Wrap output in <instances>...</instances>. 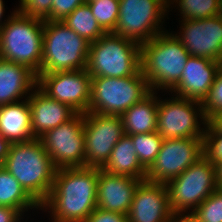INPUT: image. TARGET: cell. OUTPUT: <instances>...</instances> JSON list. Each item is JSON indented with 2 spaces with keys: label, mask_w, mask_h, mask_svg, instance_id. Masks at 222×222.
<instances>
[{
  "label": "cell",
  "mask_w": 222,
  "mask_h": 222,
  "mask_svg": "<svg viewBox=\"0 0 222 222\" xmlns=\"http://www.w3.org/2000/svg\"><path fill=\"white\" fill-rule=\"evenodd\" d=\"M97 182L98 168L57 169L40 210L50 213L52 222H84L97 207Z\"/></svg>",
  "instance_id": "obj_1"
},
{
  "label": "cell",
  "mask_w": 222,
  "mask_h": 222,
  "mask_svg": "<svg viewBox=\"0 0 222 222\" xmlns=\"http://www.w3.org/2000/svg\"><path fill=\"white\" fill-rule=\"evenodd\" d=\"M2 166L39 205L47 199L57 168L40 139L10 143Z\"/></svg>",
  "instance_id": "obj_2"
},
{
  "label": "cell",
  "mask_w": 222,
  "mask_h": 222,
  "mask_svg": "<svg viewBox=\"0 0 222 222\" xmlns=\"http://www.w3.org/2000/svg\"><path fill=\"white\" fill-rule=\"evenodd\" d=\"M189 57L172 31L165 30L141 44V70L150 90L168 92L180 80Z\"/></svg>",
  "instance_id": "obj_3"
},
{
  "label": "cell",
  "mask_w": 222,
  "mask_h": 222,
  "mask_svg": "<svg viewBox=\"0 0 222 222\" xmlns=\"http://www.w3.org/2000/svg\"><path fill=\"white\" fill-rule=\"evenodd\" d=\"M44 20L12 11L0 29V58L21 64L37 76L41 70Z\"/></svg>",
  "instance_id": "obj_4"
},
{
  "label": "cell",
  "mask_w": 222,
  "mask_h": 222,
  "mask_svg": "<svg viewBox=\"0 0 222 222\" xmlns=\"http://www.w3.org/2000/svg\"><path fill=\"white\" fill-rule=\"evenodd\" d=\"M89 46L90 42L62 21H44L39 74L87 69Z\"/></svg>",
  "instance_id": "obj_5"
},
{
  "label": "cell",
  "mask_w": 222,
  "mask_h": 222,
  "mask_svg": "<svg viewBox=\"0 0 222 222\" xmlns=\"http://www.w3.org/2000/svg\"><path fill=\"white\" fill-rule=\"evenodd\" d=\"M141 70V45L113 32L90 43L87 72L91 77L124 78Z\"/></svg>",
  "instance_id": "obj_6"
},
{
  "label": "cell",
  "mask_w": 222,
  "mask_h": 222,
  "mask_svg": "<svg viewBox=\"0 0 222 222\" xmlns=\"http://www.w3.org/2000/svg\"><path fill=\"white\" fill-rule=\"evenodd\" d=\"M165 186L172 213L190 214L219 187L217 165L203 156Z\"/></svg>",
  "instance_id": "obj_7"
},
{
  "label": "cell",
  "mask_w": 222,
  "mask_h": 222,
  "mask_svg": "<svg viewBox=\"0 0 222 222\" xmlns=\"http://www.w3.org/2000/svg\"><path fill=\"white\" fill-rule=\"evenodd\" d=\"M151 92L142 70L124 78L91 77L88 112L122 115Z\"/></svg>",
  "instance_id": "obj_8"
},
{
  "label": "cell",
  "mask_w": 222,
  "mask_h": 222,
  "mask_svg": "<svg viewBox=\"0 0 222 222\" xmlns=\"http://www.w3.org/2000/svg\"><path fill=\"white\" fill-rule=\"evenodd\" d=\"M119 3V16L113 33L141 45L164 32V18L170 12L165 0H119Z\"/></svg>",
  "instance_id": "obj_9"
},
{
  "label": "cell",
  "mask_w": 222,
  "mask_h": 222,
  "mask_svg": "<svg viewBox=\"0 0 222 222\" xmlns=\"http://www.w3.org/2000/svg\"><path fill=\"white\" fill-rule=\"evenodd\" d=\"M170 98L162 100L158 96L157 132L159 135L163 139H203L208 120L204 114L202 102L174 97V95Z\"/></svg>",
  "instance_id": "obj_10"
},
{
  "label": "cell",
  "mask_w": 222,
  "mask_h": 222,
  "mask_svg": "<svg viewBox=\"0 0 222 222\" xmlns=\"http://www.w3.org/2000/svg\"><path fill=\"white\" fill-rule=\"evenodd\" d=\"M39 139L57 169L85 167L84 113H76Z\"/></svg>",
  "instance_id": "obj_11"
},
{
  "label": "cell",
  "mask_w": 222,
  "mask_h": 222,
  "mask_svg": "<svg viewBox=\"0 0 222 222\" xmlns=\"http://www.w3.org/2000/svg\"><path fill=\"white\" fill-rule=\"evenodd\" d=\"M124 134L121 115L84 113L85 167L103 168Z\"/></svg>",
  "instance_id": "obj_12"
},
{
  "label": "cell",
  "mask_w": 222,
  "mask_h": 222,
  "mask_svg": "<svg viewBox=\"0 0 222 222\" xmlns=\"http://www.w3.org/2000/svg\"><path fill=\"white\" fill-rule=\"evenodd\" d=\"M203 156L202 138L164 139L154 163L146 172L145 180L166 183Z\"/></svg>",
  "instance_id": "obj_13"
},
{
  "label": "cell",
  "mask_w": 222,
  "mask_h": 222,
  "mask_svg": "<svg viewBox=\"0 0 222 222\" xmlns=\"http://www.w3.org/2000/svg\"><path fill=\"white\" fill-rule=\"evenodd\" d=\"M37 86L50 98L87 113L91 99V76L87 69L39 74Z\"/></svg>",
  "instance_id": "obj_14"
},
{
  "label": "cell",
  "mask_w": 222,
  "mask_h": 222,
  "mask_svg": "<svg viewBox=\"0 0 222 222\" xmlns=\"http://www.w3.org/2000/svg\"><path fill=\"white\" fill-rule=\"evenodd\" d=\"M180 32L174 36L190 56L222 63V14L197 20H179Z\"/></svg>",
  "instance_id": "obj_15"
},
{
  "label": "cell",
  "mask_w": 222,
  "mask_h": 222,
  "mask_svg": "<svg viewBox=\"0 0 222 222\" xmlns=\"http://www.w3.org/2000/svg\"><path fill=\"white\" fill-rule=\"evenodd\" d=\"M128 222H176L165 183L142 181L135 190Z\"/></svg>",
  "instance_id": "obj_16"
},
{
  "label": "cell",
  "mask_w": 222,
  "mask_h": 222,
  "mask_svg": "<svg viewBox=\"0 0 222 222\" xmlns=\"http://www.w3.org/2000/svg\"><path fill=\"white\" fill-rule=\"evenodd\" d=\"M221 62L190 56L180 80L169 90L171 95L203 102L213 85Z\"/></svg>",
  "instance_id": "obj_17"
},
{
  "label": "cell",
  "mask_w": 222,
  "mask_h": 222,
  "mask_svg": "<svg viewBox=\"0 0 222 222\" xmlns=\"http://www.w3.org/2000/svg\"><path fill=\"white\" fill-rule=\"evenodd\" d=\"M142 181L98 168L97 207L128 215L135 190Z\"/></svg>",
  "instance_id": "obj_18"
},
{
  "label": "cell",
  "mask_w": 222,
  "mask_h": 222,
  "mask_svg": "<svg viewBox=\"0 0 222 222\" xmlns=\"http://www.w3.org/2000/svg\"><path fill=\"white\" fill-rule=\"evenodd\" d=\"M28 103L31 109V131L36 139L77 113L69 105L50 98L38 86L31 92Z\"/></svg>",
  "instance_id": "obj_19"
},
{
  "label": "cell",
  "mask_w": 222,
  "mask_h": 222,
  "mask_svg": "<svg viewBox=\"0 0 222 222\" xmlns=\"http://www.w3.org/2000/svg\"><path fill=\"white\" fill-rule=\"evenodd\" d=\"M37 84L38 77L32 70L0 58V106L29 98Z\"/></svg>",
  "instance_id": "obj_20"
},
{
  "label": "cell",
  "mask_w": 222,
  "mask_h": 222,
  "mask_svg": "<svg viewBox=\"0 0 222 222\" xmlns=\"http://www.w3.org/2000/svg\"><path fill=\"white\" fill-rule=\"evenodd\" d=\"M0 135L10 144L34 139L28 98L0 106Z\"/></svg>",
  "instance_id": "obj_21"
},
{
  "label": "cell",
  "mask_w": 222,
  "mask_h": 222,
  "mask_svg": "<svg viewBox=\"0 0 222 222\" xmlns=\"http://www.w3.org/2000/svg\"><path fill=\"white\" fill-rule=\"evenodd\" d=\"M157 93L158 91H151L121 115L125 134L134 135L157 131Z\"/></svg>",
  "instance_id": "obj_22"
},
{
  "label": "cell",
  "mask_w": 222,
  "mask_h": 222,
  "mask_svg": "<svg viewBox=\"0 0 222 222\" xmlns=\"http://www.w3.org/2000/svg\"><path fill=\"white\" fill-rule=\"evenodd\" d=\"M102 169L109 173L125 175L140 180H145L147 172L141 165L133 142L127 134H124L115 144L108 162Z\"/></svg>",
  "instance_id": "obj_23"
},
{
  "label": "cell",
  "mask_w": 222,
  "mask_h": 222,
  "mask_svg": "<svg viewBox=\"0 0 222 222\" xmlns=\"http://www.w3.org/2000/svg\"><path fill=\"white\" fill-rule=\"evenodd\" d=\"M0 206L18 209L23 215L29 209L39 208L40 210V205L2 165L0 166Z\"/></svg>",
  "instance_id": "obj_24"
},
{
  "label": "cell",
  "mask_w": 222,
  "mask_h": 222,
  "mask_svg": "<svg viewBox=\"0 0 222 222\" xmlns=\"http://www.w3.org/2000/svg\"><path fill=\"white\" fill-rule=\"evenodd\" d=\"M62 22L90 43L95 42L105 34L87 3L77 7Z\"/></svg>",
  "instance_id": "obj_25"
},
{
  "label": "cell",
  "mask_w": 222,
  "mask_h": 222,
  "mask_svg": "<svg viewBox=\"0 0 222 222\" xmlns=\"http://www.w3.org/2000/svg\"><path fill=\"white\" fill-rule=\"evenodd\" d=\"M171 4L173 8L177 6L182 20L205 19L221 14V0H169L168 10L172 8Z\"/></svg>",
  "instance_id": "obj_26"
},
{
  "label": "cell",
  "mask_w": 222,
  "mask_h": 222,
  "mask_svg": "<svg viewBox=\"0 0 222 222\" xmlns=\"http://www.w3.org/2000/svg\"><path fill=\"white\" fill-rule=\"evenodd\" d=\"M129 136L141 165L148 170L154 163L164 139L157 131Z\"/></svg>",
  "instance_id": "obj_27"
},
{
  "label": "cell",
  "mask_w": 222,
  "mask_h": 222,
  "mask_svg": "<svg viewBox=\"0 0 222 222\" xmlns=\"http://www.w3.org/2000/svg\"><path fill=\"white\" fill-rule=\"evenodd\" d=\"M92 13L105 32H114L119 16V0H86Z\"/></svg>",
  "instance_id": "obj_28"
},
{
  "label": "cell",
  "mask_w": 222,
  "mask_h": 222,
  "mask_svg": "<svg viewBox=\"0 0 222 222\" xmlns=\"http://www.w3.org/2000/svg\"><path fill=\"white\" fill-rule=\"evenodd\" d=\"M191 214L201 222H222V188L214 190Z\"/></svg>",
  "instance_id": "obj_29"
},
{
  "label": "cell",
  "mask_w": 222,
  "mask_h": 222,
  "mask_svg": "<svg viewBox=\"0 0 222 222\" xmlns=\"http://www.w3.org/2000/svg\"><path fill=\"white\" fill-rule=\"evenodd\" d=\"M204 156L213 164L222 161V134L219 133L209 122L203 138Z\"/></svg>",
  "instance_id": "obj_30"
},
{
  "label": "cell",
  "mask_w": 222,
  "mask_h": 222,
  "mask_svg": "<svg viewBox=\"0 0 222 222\" xmlns=\"http://www.w3.org/2000/svg\"><path fill=\"white\" fill-rule=\"evenodd\" d=\"M202 107L207 120L222 112V66L217 72L208 95L202 102Z\"/></svg>",
  "instance_id": "obj_31"
},
{
  "label": "cell",
  "mask_w": 222,
  "mask_h": 222,
  "mask_svg": "<svg viewBox=\"0 0 222 222\" xmlns=\"http://www.w3.org/2000/svg\"><path fill=\"white\" fill-rule=\"evenodd\" d=\"M53 0H20L16 10L22 15L45 19L51 12Z\"/></svg>",
  "instance_id": "obj_32"
},
{
  "label": "cell",
  "mask_w": 222,
  "mask_h": 222,
  "mask_svg": "<svg viewBox=\"0 0 222 222\" xmlns=\"http://www.w3.org/2000/svg\"><path fill=\"white\" fill-rule=\"evenodd\" d=\"M86 3V0H53L50 14L44 21H63L77 7Z\"/></svg>",
  "instance_id": "obj_33"
},
{
  "label": "cell",
  "mask_w": 222,
  "mask_h": 222,
  "mask_svg": "<svg viewBox=\"0 0 222 222\" xmlns=\"http://www.w3.org/2000/svg\"><path fill=\"white\" fill-rule=\"evenodd\" d=\"M84 222H128L127 215L96 207Z\"/></svg>",
  "instance_id": "obj_34"
},
{
  "label": "cell",
  "mask_w": 222,
  "mask_h": 222,
  "mask_svg": "<svg viewBox=\"0 0 222 222\" xmlns=\"http://www.w3.org/2000/svg\"><path fill=\"white\" fill-rule=\"evenodd\" d=\"M21 219H24V215L18 209L0 206V222H21Z\"/></svg>",
  "instance_id": "obj_35"
},
{
  "label": "cell",
  "mask_w": 222,
  "mask_h": 222,
  "mask_svg": "<svg viewBox=\"0 0 222 222\" xmlns=\"http://www.w3.org/2000/svg\"><path fill=\"white\" fill-rule=\"evenodd\" d=\"M208 122L222 134V112L213 115Z\"/></svg>",
  "instance_id": "obj_36"
},
{
  "label": "cell",
  "mask_w": 222,
  "mask_h": 222,
  "mask_svg": "<svg viewBox=\"0 0 222 222\" xmlns=\"http://www.w3.org/2000/svg\"><path fill=\"white\" fill-rule=\"evenodd\" d=\"M9 143L0 135V163L3 164L8 153Z\"/></svg>",
  "instance_id": "obj_37"
},
{
  "label": "cell",
  "mask_w": 222,
  "mask_h": 222,
  "mask_svg": "<svg viewBox=\"0 0 222 222\" xmlns=\"http://www.w3.org/2000/svg\"><path fill=\"white\" fill-rule=\"evenodd\" d=\"M176 222H201L198 219H196L191 213H187L181 216L177 217Z\"/></svg>",
  "instance_id": "obj_38"
},
{
  "label": "cell",
  "mask_w": 222,
  "mask_h": 222,
  "mask_svg": "<svg viewBox=\"0 0 222 222\" xmlns=\"http://www.w3.org/2000/svg\"><path fill=\"white\" fill-rule=\"evenodd\" d=\"M5 5H4V2H3V0H0V29H1V27L6 23L5 21H7V19H8V17L7 18H5L4 19V21H2L3 20V17H4V13H5Z\"/></svg>",
  "instance_id": "obj_39"
},
{
  "label": "cell",
  "mask_w": 222,
  "mask_h": 222,
  "mask_svg": "<svg viewBox=\"0 0 222 222\" xmlns=\"http://www.w3.org/2000/svg\"><path fill=\"white\" fill-rule=\"evenodd\" d=\"M218 184L222 188V161L217 164Z\"/></svg>",
  "instance_id": "obj_40"
}]
</instances>
